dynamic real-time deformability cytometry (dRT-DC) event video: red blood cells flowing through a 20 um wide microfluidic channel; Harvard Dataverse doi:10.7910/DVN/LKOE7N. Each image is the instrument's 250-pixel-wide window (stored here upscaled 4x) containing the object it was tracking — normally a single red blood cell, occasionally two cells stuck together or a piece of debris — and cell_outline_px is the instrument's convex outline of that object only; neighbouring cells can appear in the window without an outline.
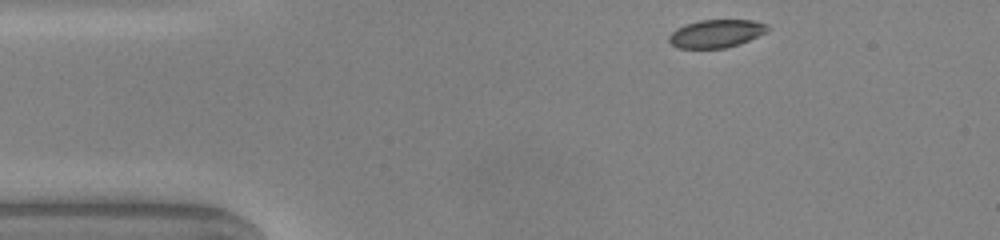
{"species": "common noctule bat (a hibernating species)", "species_latin": "Nyctalus noctula", "temperature_condition": "warm", "stored_images_in_passage": 43, "camera_frame_rate_fps": 3000, "um_per_image_px": 0.085, "animal": {"sex": "male", "body_mass_g": 20.0, "forearm_length_mm": 53.3}, "frame": {"image": 1, "passage_image": 1, "time_ms": 0.0, "image_size_px": [1000, 240], "cell_outline_px": [[772, 28], [748, 40], [724, 48], [676, 48], [668, 40], [668, 36], [676, 28], [684, 24], [700, 20], [752, 20], [768, 24]], "centroid_in_image_um": [60.84, 2.84], "position_along_channel_um": 24.2, "area_um2": 16.01}}
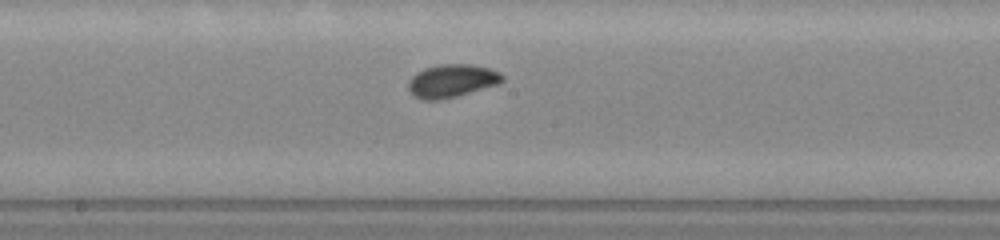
{"frame": {"image": 2, "passage_image": 19, "time_ms": 6.0, "image_size_px": [1000, 240], "cell_outline_px": [[504, 80], [496, 84], [456, 96], [440, 100], [424, 100], [416, 96], [408, 88], [408, 80], [416, 72], [424, 68], [440, 64], [472, 64], [488, 68], [500, 72], [504, 76]], "centroid_in_image_um": [38.38, 6.85], "position_along_channel_um": 209.8, "area_um2": 17.92}}
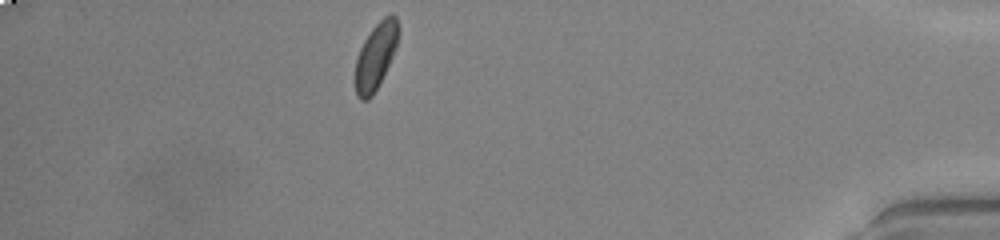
{"frame": {"image": 3, "passage_image": 37, "time_ms": 12.0, "image_size_px": [1000, 240], "cell_outline_px": [[400, 32], [396, 48], [372, 96], [368, 100], [360, 100], [356, 96], [356, 56], [364, 40], [372, 28], [384, 16], [392, 12], [396, 16], [400, 28]], "centroid_in_image_um": [31.95, 4.7], "position_along_channel_um": 403.2, "area_um2": 16.59}, "authors_computed_cell_mechanics": {"area_um2": 17.051, "velocity_mm_per_s": 4.0945, "shape_relaxation_time_tau1_ms": 10.8721, "shape_relaxation_time_tau2_ms": null, "deformation_change_tau1": 0.2699, "deformation_change_tau2": null}}